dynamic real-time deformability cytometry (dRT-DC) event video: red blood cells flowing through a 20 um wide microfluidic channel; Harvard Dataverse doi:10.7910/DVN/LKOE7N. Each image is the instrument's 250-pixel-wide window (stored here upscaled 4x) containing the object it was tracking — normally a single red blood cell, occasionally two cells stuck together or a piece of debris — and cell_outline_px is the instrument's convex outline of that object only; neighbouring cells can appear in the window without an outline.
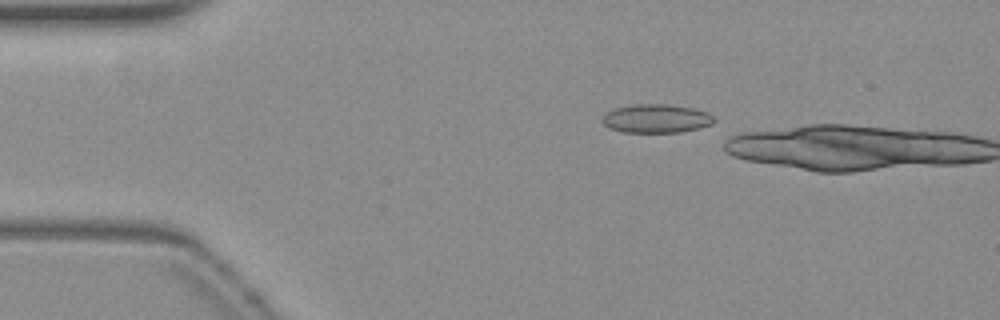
{"species": "common noctule bat (a hibernating species)", "species_latin": "Nyctalus noctula", "temperature_condition": "warm", "stored_images_in_passage": 3, "camera_frame_rate_fps": 3000, "um_per_image_px": 0.085, "animal": {"sex": "female", "body_mass_g": 19.3, "forearm_length_mm": 54.1}, "frame": {"image": 1, "passage_image": 1, "time_ms": 0.0, "image_size_px": [1000, 320], "cell_outline_px": [[716, 120], [712, 124], [700, 128], [680, 132], [624, 132], [608, 128], [600, 120], [604, 112], [616, 108], [632, 104], [668, 104], [692, 108], [708, 112]], "centroid_in_image_um": [55.75, 10.07], "position_along_channel_um": 29.2, "area_um2": 18.84}}